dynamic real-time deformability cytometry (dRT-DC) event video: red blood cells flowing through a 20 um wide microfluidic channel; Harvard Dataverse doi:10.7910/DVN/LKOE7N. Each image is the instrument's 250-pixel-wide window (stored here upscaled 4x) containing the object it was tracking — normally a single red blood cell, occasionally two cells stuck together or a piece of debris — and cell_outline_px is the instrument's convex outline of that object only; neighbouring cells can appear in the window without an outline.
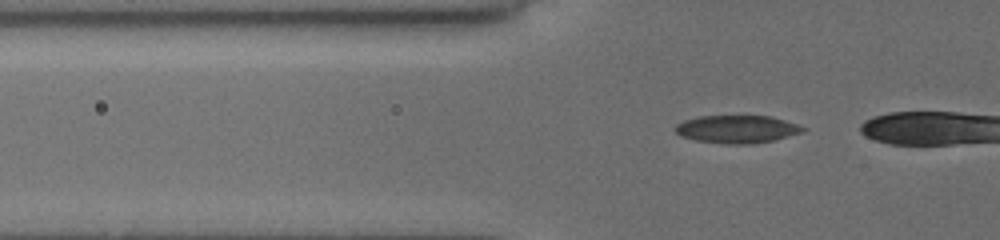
{"species": "common noctule bat (a hibernating species)", "species_latin": "Nyctalus noctula", "temperature_condition": "cold", "stored_images_in_passage": 9, "camera_frame_rate_fps": 3000, "um_per_image_px": 0.085, "animal": {"sex": "female", "body_mass_g": 19.5, "forearm_length_mm": 54.1}, "frame": {"image": 1, "passage_image": 2, "time_ms": 0.333, "image_size_px": [1000, 240], "cell_outline_px": [[808, 128], [804, 132], [772, 140], [752, 144], [728, 144], [696, 140], [680, 136], [672, 128], [676, 124], [684, 120], [696, 116], [768, 116], [784, 120]], "centroid_in_image_um": [62.61, 10.97], "position_along_channel_um": 63.2, "area_um2": 20.69}}
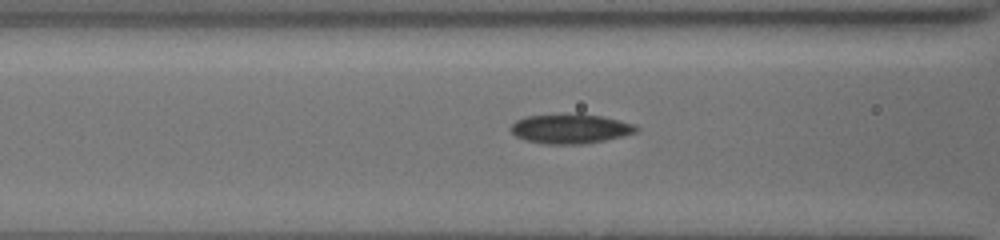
{"frame": {"image": 2, "passage_image": 7, "time_ms": 2.0, "image_size_px": [1000, 240], "cell_outline_px": [[640, 128], [636, 132], [604, 140], [584, 144], [544, 144], [528, 140], [516, 136], [508, 128], [516, 120], [524, 116], [576, 112], [580, 112], [620, 120], [636, 124]], "centroid_in_image_um": [48.47, 10.91], "position_along_channel_um": 118.1, "area_um2": 22.02}}